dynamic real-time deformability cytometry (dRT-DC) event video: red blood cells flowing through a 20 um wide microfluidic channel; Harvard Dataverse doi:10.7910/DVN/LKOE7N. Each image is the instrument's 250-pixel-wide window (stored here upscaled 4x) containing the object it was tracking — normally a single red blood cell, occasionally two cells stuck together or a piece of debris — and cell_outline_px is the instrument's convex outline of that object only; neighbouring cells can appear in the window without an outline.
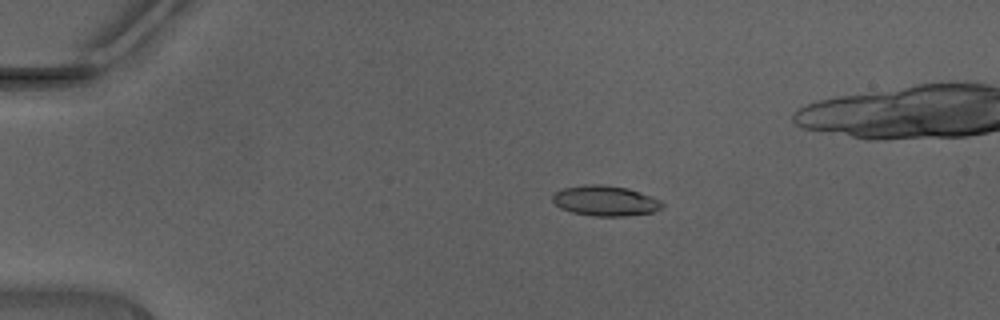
{"species": "Egyptian fruit bat (a non-hibernating species)", "species_latin": "Rousettus aegyptiacus", "temperature_condition": "warm", "stored_images_in_passage": 37, "camera_frame_rate_fps": 3000, "um_per_image_px": 0.085, "animal": {"sex": "male"}, "frame": {"image": 1, "passage_image": 3, "time_ms": 0.667, "image_size_px": [1000, 320], "cell_outline_px": [[664, 204], [660, 208], [652, 212], [624, 216], [596, 216], [572, 212], [560, 208], [552, 200], [552, 192], [564, 188], [584, 184], [600, 184], [628, 188], [652, 196], [660, 200]], "centroid_in_image_um": [51.42, 17.05], "position_along_channel_um": 33.6, "area_um2": 19.36}}
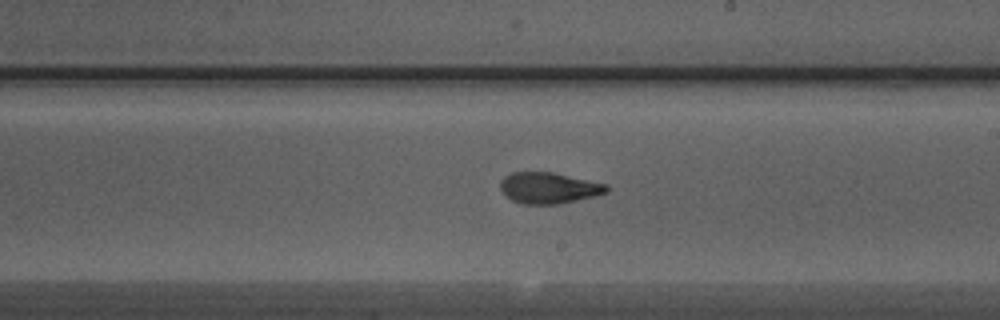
{"frame": {"image": 2, "passage_image": 21, "time_ms": 6.667, "image_size_px": [1000, 320], "cell_outline_px": [[608, 192], [596, 196], [556, 204], [524, 204], [512, 200], [500, 188], [500, 180], [504, 176], [512, 172], [552, 172], [608, 184]], "centroid_in_image_um": [46.66, 15.96], "position_along_channel_um": 242.3, "area_um2": 19.19}}
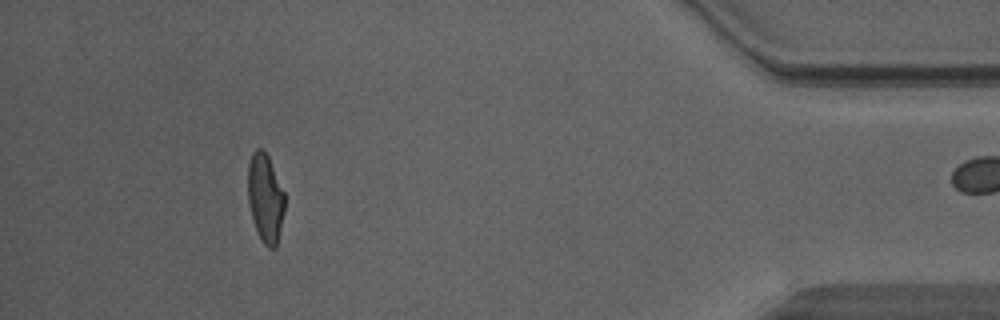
{"frame": {"image": 3, "passage_image": 36, "time_ms": 11.667, "image_size_px": [1000, 320], "cell_outline_px": [[284, 212], [276, 248], [268, 248], [264, 244], [256, 228], [252, 216], [248, 200], [248, 164], [252, 152], [256, 148], [260, 148], [268, 156], [284, 192]], "centroid_in_image_um": [22.55, 16.82], "position_along_channel_um": 412.7, "area_um2": 18.73}}